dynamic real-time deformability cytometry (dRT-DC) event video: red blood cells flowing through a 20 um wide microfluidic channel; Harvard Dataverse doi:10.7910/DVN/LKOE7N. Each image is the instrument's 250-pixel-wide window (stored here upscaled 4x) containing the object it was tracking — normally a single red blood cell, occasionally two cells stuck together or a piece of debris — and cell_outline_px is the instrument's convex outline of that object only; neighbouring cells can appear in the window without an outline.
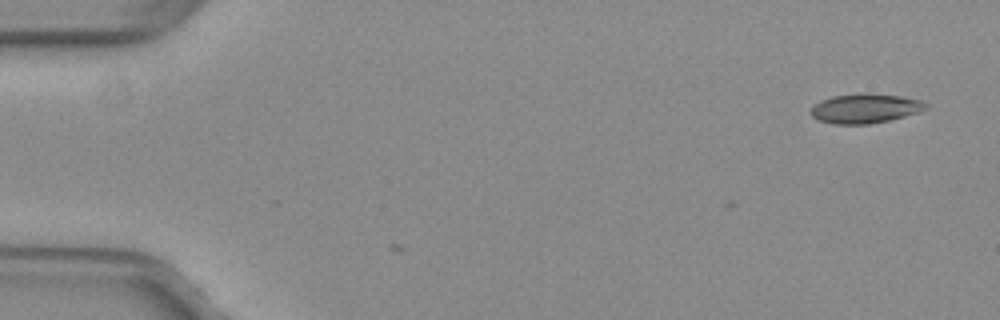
{"species": "common noctule bat (a hibernating species)", "species_latin": "Nyctalus noctula", "temperature_condition": "warm", "stored_images_in_passage": 3, "camera_frame_rate_fps": 3000, "um_per_image_px": 0.085, "animal": {"sex": "female", "body_mass_g": 29.2, "forearm_length_mm": 56.3}, "frame": {"image": 1, "passage_image": 1, "time_ms": 0.0, "image_size_px": [1000, 320], "cell_outline_px": [[928, 108], [904, 116], [888, 120], [868, 124], [832, 124], [816, 120], [808, 112], [820, 100], [832, 96], [856, 92], [868, 92], [900, 96], [920, 100], [928, 104]], "centroid_in_image_um": [73.48, 9.2], "position_along_channel_um": 11.5, "area_um2": 20.0}}